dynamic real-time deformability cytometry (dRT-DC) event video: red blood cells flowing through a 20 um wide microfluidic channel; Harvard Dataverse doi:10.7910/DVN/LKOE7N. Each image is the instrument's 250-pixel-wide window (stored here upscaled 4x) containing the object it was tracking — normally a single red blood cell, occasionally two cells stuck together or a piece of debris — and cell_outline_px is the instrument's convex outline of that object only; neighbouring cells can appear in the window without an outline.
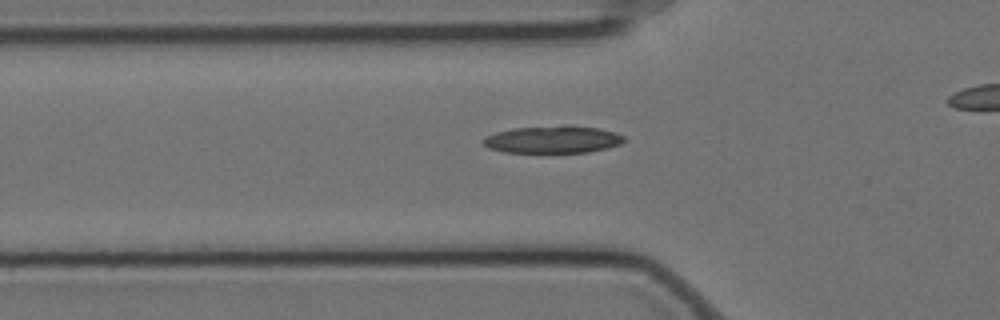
{"species": "Egyptian fruit bat (a non-hibernating species)", "species_latin": "Rousettus aegyptiacus", "temperature_condition": "cold", "stored_images_in_passage": 37, "camera_frame_rate_fps": 3000, "um_per_image_px": 0.085, "animal": {"sex": "female"}, "frame": {"image": 1, "passage_image": 11, "time_ms": 3.333, "image_size_px": [1000, 320], "cell_outline_px": [[624, 140], [620, 144], [608, 148], [588, 152], [504, 152], [488, 148], [484, 144], [484, 136], [496, 132], [512, 128], [564, 124], [600, 128], [616, 132], [624, 136]], "centroid_in_image_um": [47.0, 11.83], "position_along_channel_um": 78.8, "area_um2": 22.72}}
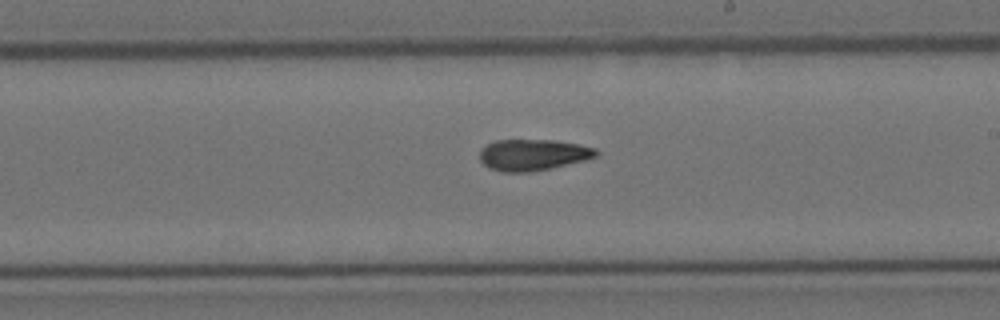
{"frame": {"image": 2, "passage_image": 25, "time_ms": 8.0, "image_size_px": [1000, 320], "cell_outline_px": [[600, 152], [596, 156], [584, 160], [548, 168], [528, 172], [500, 172], [488, 168], [480, 160], [480, 152], [488, 144], [496, 140], [556, 140], [580, 144], [596, 148]], "centroid_in_image_um": [45.31, 13.15], "position_along_channel_um": 243.7, "area_um2": 21.1}}
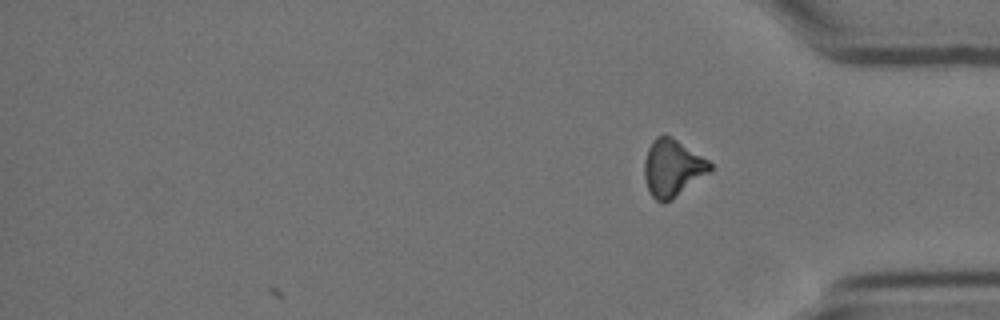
{"frame": {"image": 3, "passage_image": 37, "time_ms": 12.0, "image_size_px": [1000, 320], "cell_outline_px": [[712, 168], [708, 172], [672, 200], [664, 204], [660, 204], [652, 196], [648, 188], [644, 176], [644, 160], [648, 148], [652, 140], [656, 136], [664, 132], [708, 160], [712, 164]], "centroid_in_image_um": [57.11, 14.27], "position_along_channel_um": 378.1, "area_um2": 21.79}, "authors_computed_cell_mechanics": {"area_um2": 21.5016, "velocity_mm_per_s": 3.5092, "shape_relaxation_time_tau1_ms": 7.8566, "shape_relaxation_time_tau2_ms": 7.49, "deformation_change_tau1": 0.1876, "deformation_change_tau2": 0.1651}}